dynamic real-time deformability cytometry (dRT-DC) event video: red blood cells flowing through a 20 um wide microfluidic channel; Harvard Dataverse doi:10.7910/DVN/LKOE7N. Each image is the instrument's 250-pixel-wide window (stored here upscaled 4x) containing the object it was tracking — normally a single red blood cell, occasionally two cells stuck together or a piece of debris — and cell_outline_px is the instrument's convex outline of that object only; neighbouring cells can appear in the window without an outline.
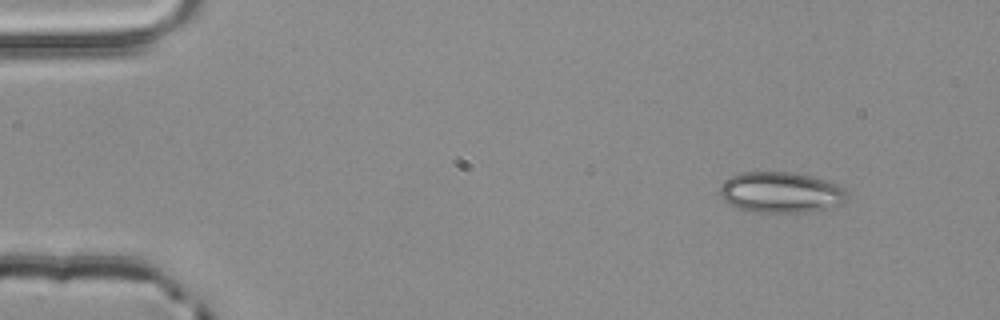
{"species": "common noctule bat (a hibernating species)", "species_latin": "Nyctalus noctula", "temperature_condition": "room temperature", "stored_images_in_passage": 3, "camera_frame_rate_fps": 3000, "um_per_image_px": 0.085, "animal": {"sex": "male", "body_mass_g": 20.4}, "frame": {"image": 1, "passage_image": 1, "time_ms": 0.0, "image_size_px": [1000, 320], "cell_outline_px": [[848, 200], [844, 204], [804, 212], [760, 212], [736, 208], [724, 200], [720, 196], [720, 188], [724, 180], [728, 176], [740, 172], [792, 172], [812, 176], [840, 184], [848, 192]], "centroid_in_image_um": [66.4, 16.34], "position_along_channel_um": 18.6, "area_um2": 30.58}}